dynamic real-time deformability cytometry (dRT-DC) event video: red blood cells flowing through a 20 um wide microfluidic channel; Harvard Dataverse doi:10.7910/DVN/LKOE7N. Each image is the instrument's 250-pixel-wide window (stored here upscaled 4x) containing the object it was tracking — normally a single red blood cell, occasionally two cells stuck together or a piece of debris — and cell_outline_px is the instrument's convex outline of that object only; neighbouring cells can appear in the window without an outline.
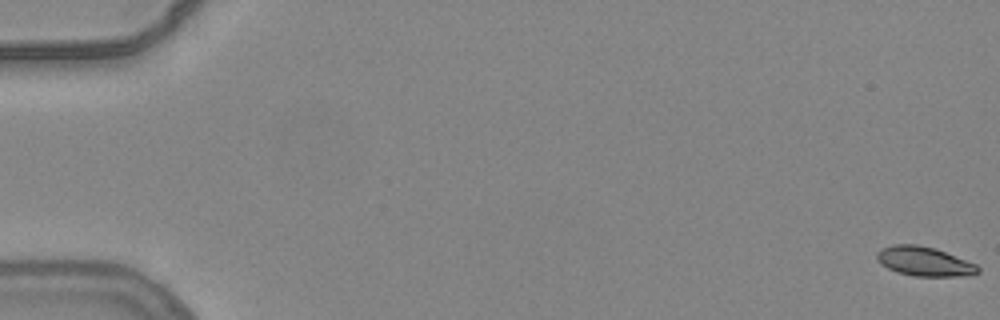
{"species": "common noctule bat (a hibernating species)", "species_latin": "Nyctalus noctula", "temperature_condition": "warm", "stored_images_in_passage": 5, "camera_frame_rate_fps": 3000, "um_per_image_px": 0.085, "animal": {"sex": "female", "body_mass_g": 24.6, "forearm_length_mm": 56.2}, "frame": {"image": 1, "passage_image": 1, "time_ms": 0.0, "image_size_px": [1000, 320], "cell_outline_px": [[980, 272], [972, 276], [912, 276], [896, 272], [880, 264], [876, 256], [876, 252], [892, 244], [916, 244], [936, 248], [976, 264], [980, 268]], "centroid_in_image_um": [78.58, 22.22], "position_along_channel_um": 6.4, "area_um2": 17.46}}